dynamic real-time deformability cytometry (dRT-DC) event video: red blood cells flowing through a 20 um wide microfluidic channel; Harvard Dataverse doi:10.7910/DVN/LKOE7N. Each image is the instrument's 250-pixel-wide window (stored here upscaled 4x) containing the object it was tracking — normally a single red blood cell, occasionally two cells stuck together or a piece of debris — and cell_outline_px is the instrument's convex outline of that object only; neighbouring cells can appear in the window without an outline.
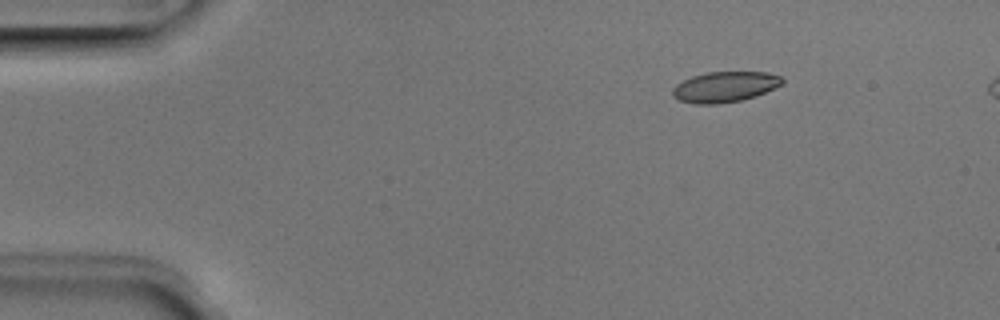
{"species": "Egyptian fruit bat (a non-hibernating species)", "species_latin": "Rousettus aegyptiacus", "temperature_condition": "room temperature", "stored_images_in_passage": 45, "camera_frame_rate_fps": 3000, "um_per_image_px": 0.085, "animal": {"sex": "male"}, "frame": {"image": 1, "passage_image": 2, "time_ms": 0.333, "image_size_px": [1000, 320], "cell_outline_px": [[784, 80], [780, 84], [756, 96], [740, 100], [716, 104], [696, 104], [680, 100], [672, 96], [672, 88], [676, 84], [692, 76], [708, 72], [768, 72], [780, 76]], "centroid_in_image_um": [61.57, 7.38], "position_along_channel_um": 23.4, "area_um2": 19.31}}
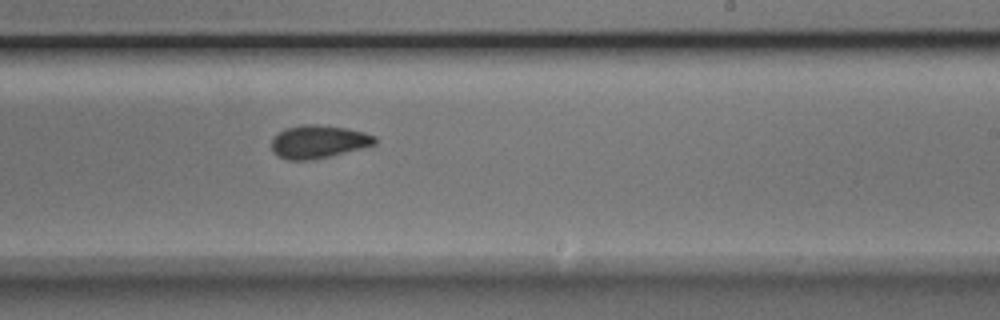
{"frame": {"image": 2, "passage_image": 26, "time_ms": 8.333, "image_size_px": [1000, 320], "cell_outline_px": [[376, 144], [312, 160], [288, 160], [272, 152], [272, 140], [280, 132], [288, 128], [300, 124], [316, 124], [348, 128], [364, 132], [376, 136]], "centroid_in_image_um": [27.07, 12.03], "position_along_channel_um": 261.9, "area_um2": 19.65}}
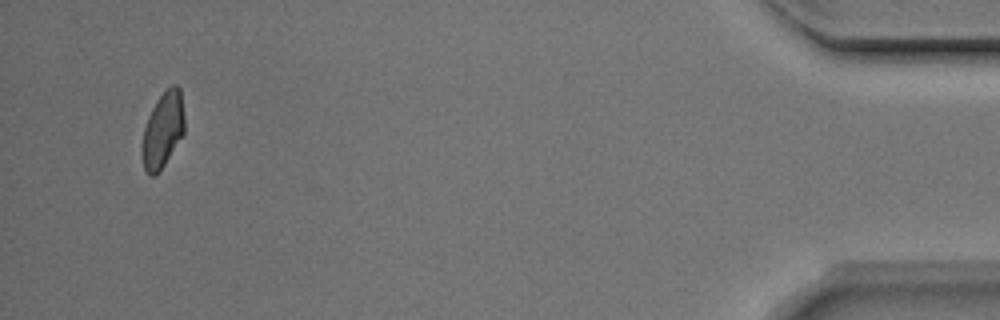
{"frame": {"image": 3, "passage_image": 44, "time_ms": 14.333, "image_size_px": [1000, 320], "cell_outline_px": [[184, 132], [164, 164], [152, 176], [148, 176], [144, 168], [140, 152], [140, 148], [144, 128], [148, 116], [152, 108], [160, 96], [172, 84], [176, 84], [180, 88], [184, 112]], "centroid_in_image_um": [13.82, 11.03], "position_along_channel_um": 421.4, "area_um2": 18.55}}